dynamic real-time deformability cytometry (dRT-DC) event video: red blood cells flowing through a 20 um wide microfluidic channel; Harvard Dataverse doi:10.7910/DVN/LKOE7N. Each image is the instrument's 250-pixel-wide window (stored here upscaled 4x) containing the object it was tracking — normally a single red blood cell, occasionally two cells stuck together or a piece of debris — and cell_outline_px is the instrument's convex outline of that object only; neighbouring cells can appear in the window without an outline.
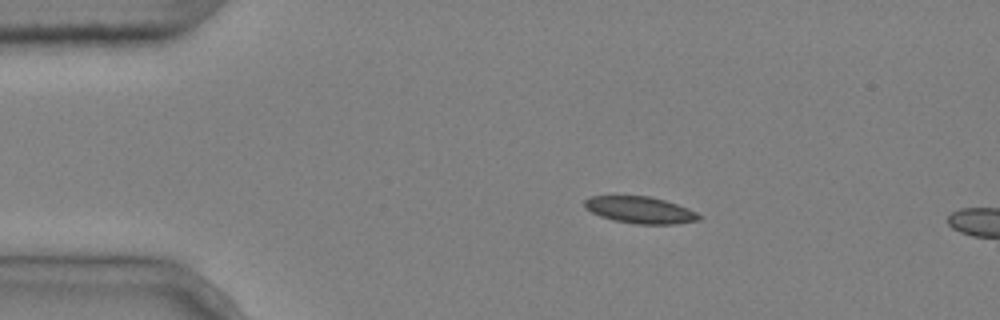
{"species": "common noctule bat (a hibernating species)", "species_latin": "Nyctalus noctula", "temperature_condition": "cold", "stored_images_in_passage": 3, "camera_frame_rate_fps": 3000, "um_per_image_px": 0.085, "animal": {"sex": "male", "body_mass_g": 20.4}, "frame": {"image": 1, "passage_image": 2, "time_ms": 0.333, "image_size_px": [1000, 320], "cell_outline_px": [[704, 216], [700, 220], [676, 224], [636, 224], [612, 220], [600, 216], [584, 208], [584, 200], [588, 196], [648, 196], [664, 200], [688, 208]], "centroid_in_image_um": [54.41, 17.85], "position_along_channel_um": 30.6, "area_um2": 17.98}}